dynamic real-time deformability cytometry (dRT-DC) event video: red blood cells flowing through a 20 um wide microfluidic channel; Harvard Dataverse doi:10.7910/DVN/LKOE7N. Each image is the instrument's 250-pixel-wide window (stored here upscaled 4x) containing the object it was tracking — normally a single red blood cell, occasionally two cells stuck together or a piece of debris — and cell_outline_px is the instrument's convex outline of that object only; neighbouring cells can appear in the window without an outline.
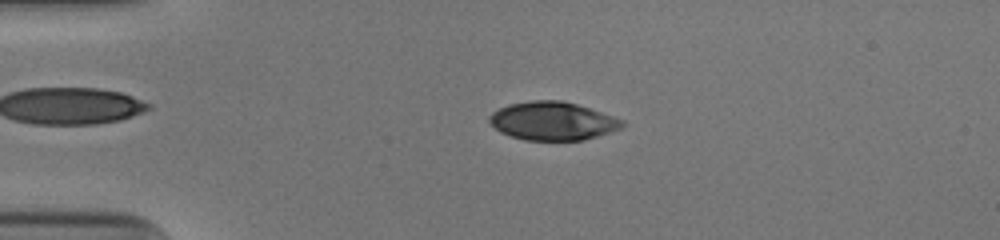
{"species": "human", "species_latin": "Homo sapiens", "temperature_condition": "cold", "stored_images_in_passage": 51, "camera_frame_rate_fps": 3000, "um_per_image_px": 0.085, "donor": {"sex": "male"}, "frame": {"image": 1, "passage_image": 12, "time_ms": 3.667, "image_size_px": [1000, 240], "cell_outline_px": [[624, 128], [584, 140], [524, 140], [500, 132], [488, 120], [488, 116], [492, 112], [508, 104], [532, 100], [560, 100], [576, 104], [624, 120]], "centroid_in_image_um": [46.97, 10.29], "position_along_channel_um": 38.0, "area_um2": 29.59}}
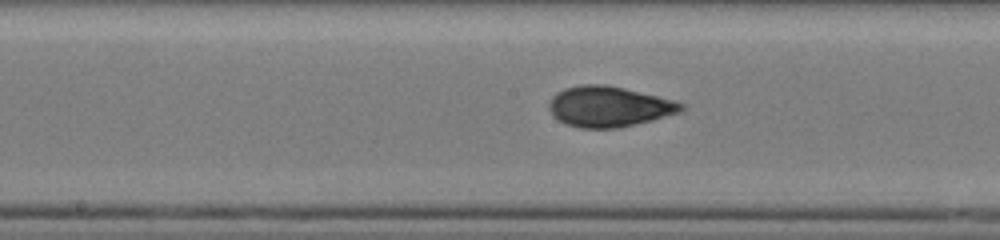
{"frame": {"image": 2, "passage_image": 27, "time_ms": 8.667, "image_size_px": [1000, 240], "cell_outline_px": [[684, 108], [680, 112], [652, 120], [620, 128], [580, 128], [564, 124], [552, 116], [548, 108], [548, 104], [552, 96], [556, 92], [564, 88], [584, 84], [604, 84], [624, 88], [672, 100], [684, 104]], "centroid_in_image_um": [51.7, 9.07], "position_along_channel_um": 196.5, "area_um2": 31.27}}
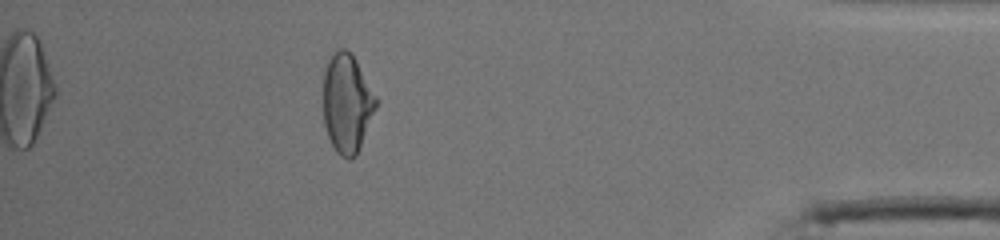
{"frame": {"image": 3, "passage_image": 46, "time_ms": 15.0, "image_size_px": [1000, 240], "cell_outline_px": [[376, 108], [356, 156], [348, 160], [340, 156], [336, 152], [328, 136], [324, 124], [324, 72], [328, 60], [336, 48], [344, 48], [356, 60], [376, 96]], "centroid_in_image_um": [29.48, 8.79], "position_along_channel_um": 405.7, "area_um2": 30.11}, "authors_computed_cell_mechanics": {"area_um2": 30.345, "velocity_mm_per_s": 3.9853, "shape_relaxation_time_tau1_ms": 5.104, "shape_relaxation_time_tau2_ms": 1.012, "deformation_change_tau1": 0.1926, "deformation_change_tau2": 0.0553}}